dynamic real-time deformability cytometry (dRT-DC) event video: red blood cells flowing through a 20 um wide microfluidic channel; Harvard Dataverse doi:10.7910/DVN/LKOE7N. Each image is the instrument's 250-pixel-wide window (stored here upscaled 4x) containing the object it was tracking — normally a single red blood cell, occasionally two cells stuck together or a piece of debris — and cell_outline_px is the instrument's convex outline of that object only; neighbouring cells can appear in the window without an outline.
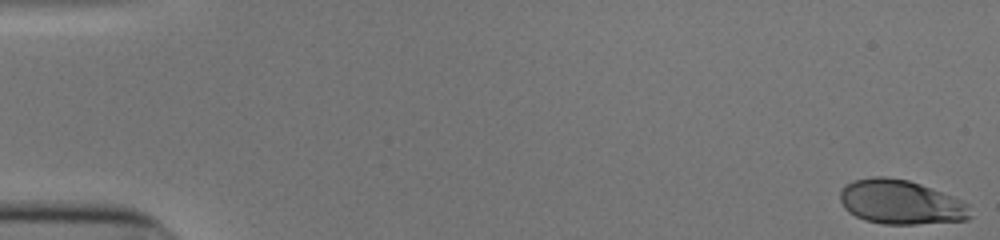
{"species": "human", "species_latin": "Homo sapiens", "temperature_condition": "cold", "stored_images_in_passage": 53, "camera_frame_rate_fps": 3000, "um_per_image_px": 0.085, "donor": {"sex": "male"}, "frame": {"image": 1, "passage_image": 1, "time_ms": 0.0, "image_size_px": [1000, 240], "cell_outline_px": [[972, 216], [968, 220], [916, 224], [884, 224], [864, 220], [848, 212], [844, 208], [840, 200], [840, 188], [844, 184], [852, 180], [872, 176], [884, 176], [908, 180], [920, 184], [952, 196], [968, 204]], "centroid_in_image_um": [76.52, 17.18], "position_along_channel_um": 8.5, "area_um2": 33.87}}
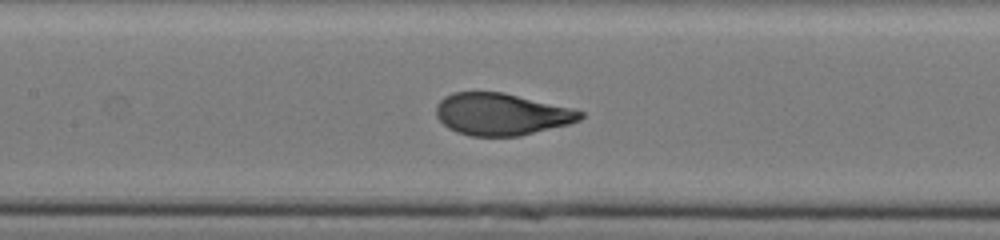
{"frame": {"image": 2, "passage_image": 26, "time_ms": 8.333, "image_size_px": [1000, 240], "cell_outline_px": [[584, 116], [580, 120], [568, 124], [520, 136], [472, 136], [456, 132], [448, 128], [436, 116], [436, 104], [444, 96], [456, 92], [500, 92], [572, 108], [584, 112]], "centroid_in_image_um": [42.6, 9.71], "position_along_channel_um": 164.8, "area_um2": 35.08}}
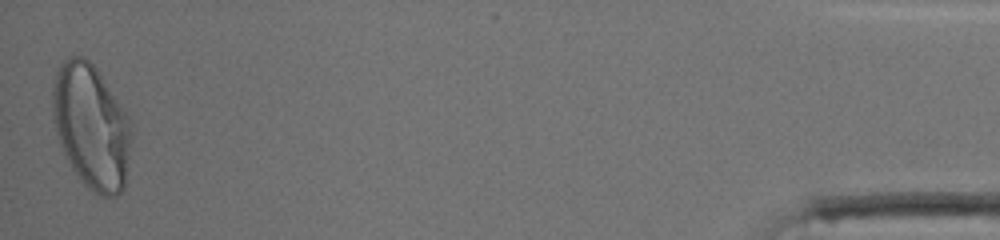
{"frame": {"image": 3, "passage_image": 53, "time_ms": 17.333, "image_size_px": [1000, 240], "cell_outline_px": [[132, 132], [124, 188], [116, 196], [104, 196], [96, 192], [84, 184], [80, 180], [72, 168], [60, 144], [56, 132], [52, 104], [52, 88], [56, 72], [60, 64], [68, 56], [84, 56], [96, 68], [124, 108], [132, 124]], "centroid_in_image_um": [7.76, 10.72], "position_along_channel_um": 427.4, "area_um2": 56.99}, "authors_computed_cell_mechanics": {"area_um2": 35.4892, "velocity_mm_per_s": 3.8763, "shape_relaxation_time_tau1_ms": 3.6757, "shape_relaxation_time_tau2_ms": null, "deformation_change_tau1": 0.1947, "deformation_change_tau2": null}}